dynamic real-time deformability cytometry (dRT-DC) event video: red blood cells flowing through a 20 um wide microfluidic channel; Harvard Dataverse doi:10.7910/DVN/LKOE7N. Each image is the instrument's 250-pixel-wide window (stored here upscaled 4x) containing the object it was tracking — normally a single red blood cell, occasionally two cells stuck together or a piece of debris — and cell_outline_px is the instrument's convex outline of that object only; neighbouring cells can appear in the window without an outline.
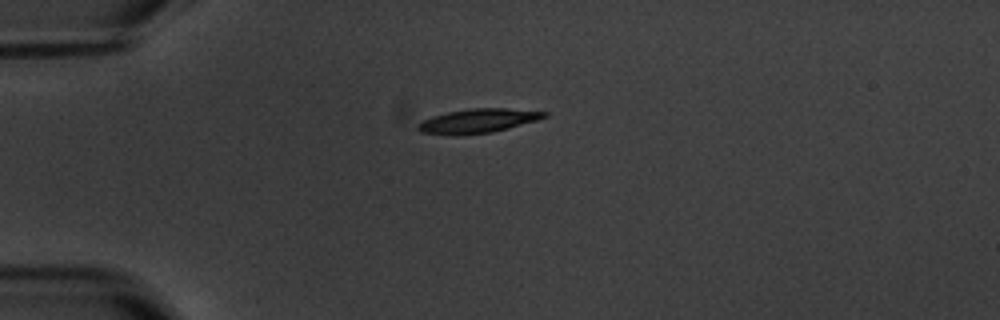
{"species": "common noctule bat (a hibernating species)", "species_latin": "Nyctalus noctula", "temperature_condition": "warm", "stored_images_in_passage": 2, "camera_frame_rate_fps": 3000, "um_per_image_px": 0.085, "animal": {"sex": "male", "body_mass_g": 20.1, "forearm_length_mm": 53.5}, "frame": {"image": 1, "passage_image": 1, "time_ms": 0.0, "image_size_px": [1000, 320], "cell_outline_px": [[548, 116], [536, 120], [508, 128], [492, 132], [456, 136], [448, 136], [420, 132], [416, 128], [416, 124], [420, 120], [432, 116], [448, 112], [468, 108], [504, 108], [548, 112]], "centroid_in_image_um": [40.52, 10.29], "position_along_channel_um": 44.5, "area_um2": 18.03}}